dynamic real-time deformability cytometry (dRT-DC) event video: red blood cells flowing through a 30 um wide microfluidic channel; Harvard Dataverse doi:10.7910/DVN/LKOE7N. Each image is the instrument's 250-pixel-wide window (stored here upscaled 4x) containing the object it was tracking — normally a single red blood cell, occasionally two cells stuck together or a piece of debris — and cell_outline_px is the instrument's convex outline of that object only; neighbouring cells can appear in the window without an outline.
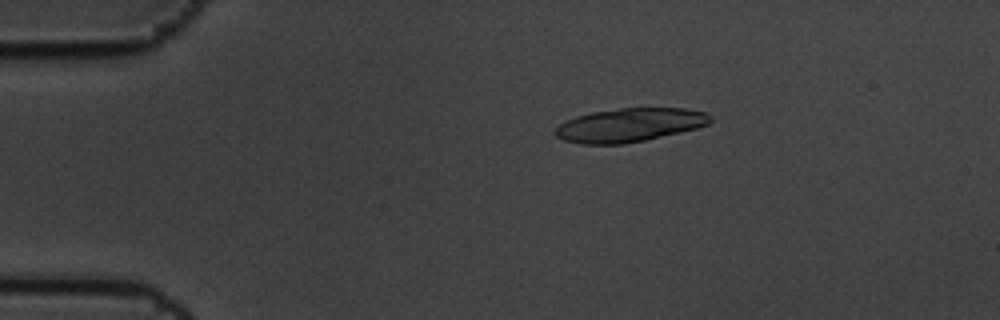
{"species": "common noctule bat (a hibernating species)", "species_latin": "Nyctalus noctula", "temperature_condition": "cold", "stored_images_in_passage": 5, "camera_frame_rate_fps": 3000, "um_per_image_px": 0.085, "animal": {"sex": "male", "body_mass_g": 19.5, "forearm_length_mm": 54.6}, "frame": {"image": 1, "passage_image": 1, "time_ms": 0.0, "image_size_px": [1000, 320], "cell_outline_px": [[712, 120], [708, 124], [696, 128], [680, 132], [644, 140], [624, 144], [580, 144], [564, 140], [556, 136], [552, 132], [564, 120], [576, 116], [592, 112], [620, 108], [688, 108], [708, 112], [712, 116]], "centroid_in_image_um": [53.51, 10.62], "position_along_channel_um": 31.5, "area_um2": 30.58}}